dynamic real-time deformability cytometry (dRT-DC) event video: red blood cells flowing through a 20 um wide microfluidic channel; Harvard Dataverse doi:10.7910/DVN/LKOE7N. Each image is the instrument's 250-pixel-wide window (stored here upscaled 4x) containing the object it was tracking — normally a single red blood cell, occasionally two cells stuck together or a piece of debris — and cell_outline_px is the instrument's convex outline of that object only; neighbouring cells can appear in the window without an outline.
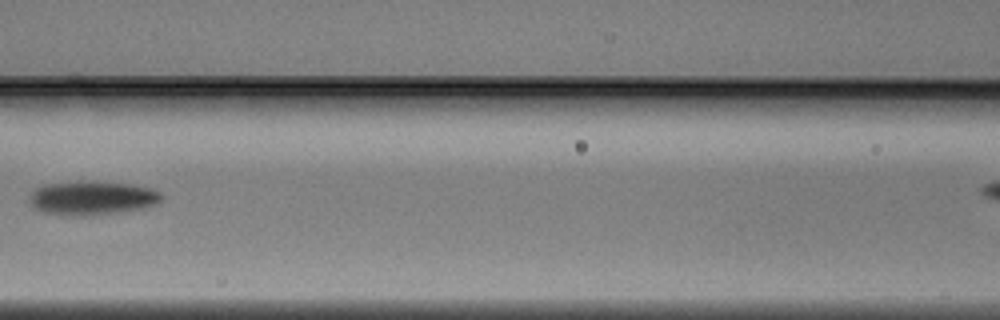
{"species": "Egyptian fruit bat (a non-hibernating species)", "species_latin": "Rousettus aegyptiacus", "temperature_condition": "warm", "stored_images_in_passage": 6, "segment_of_instrument_passage": [1, 2], "camera_frame_rate_fps": 3000, "um_per_image_px": 0.085, "animal": {"sex": "male"}, "frame": {"image": 1, "passage_image": 5, "time_ms": 1.333, "image_size_px": [1000, 320], "cell_outline_px": [[160, 200], [156, 204], [144, 208], [120, 212], [80, 216], [72, 216], [44, 212], [32, 208], [28, 200], [32, 192], [36, 188], [48, 184], [132, 184], [152, 188], [160, 192]], "centroid_in_image_um": [7.82, 16.88], "position_along_channel_um": 158.8, "area_um2": 25.03}}